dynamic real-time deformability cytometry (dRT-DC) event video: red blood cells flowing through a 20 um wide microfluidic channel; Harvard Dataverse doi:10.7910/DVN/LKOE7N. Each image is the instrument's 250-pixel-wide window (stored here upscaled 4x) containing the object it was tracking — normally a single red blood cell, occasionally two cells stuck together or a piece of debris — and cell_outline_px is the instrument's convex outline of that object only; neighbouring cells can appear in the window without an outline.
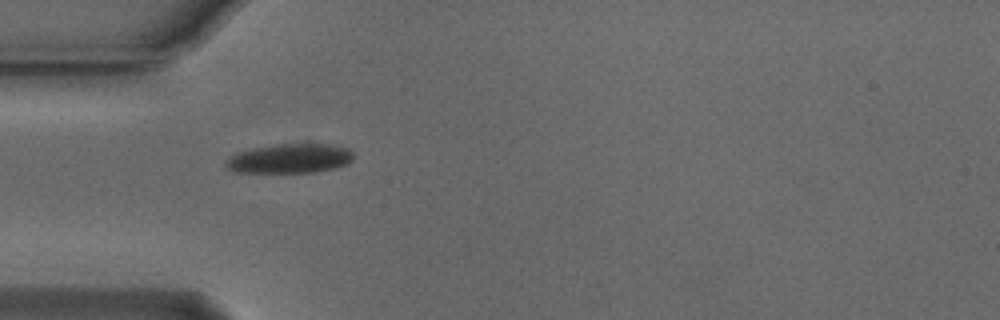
{"species": "Egyptian fruit bat (a non-hibernating species)", "species_latin": "Rousettus aegyptiacus", "temperature_condition": "cold", "stored_images_in_passage": 3, "camera_frame_rate_fps": 3000, "um_per_image_px": 0.085, "animal": {"sex": "male"}, "frame": {"image": 1, "passage_image": 1, "time_ms": 0.0, "image_size_px": [1000, 320], "cell_outline_px": [[352, 160], [348, 164], [336, 168], [312, 172], [236, 172], [228, 168], [224, 164], [224, 160], [240, 152], [252, 148], [276, 144], [336, 144], [348, 148], [352, 152]], "centroid_in_image_um": [24.66, 13.46], "position_along_channel_um": 60.3, "area_um2": 21.85}}